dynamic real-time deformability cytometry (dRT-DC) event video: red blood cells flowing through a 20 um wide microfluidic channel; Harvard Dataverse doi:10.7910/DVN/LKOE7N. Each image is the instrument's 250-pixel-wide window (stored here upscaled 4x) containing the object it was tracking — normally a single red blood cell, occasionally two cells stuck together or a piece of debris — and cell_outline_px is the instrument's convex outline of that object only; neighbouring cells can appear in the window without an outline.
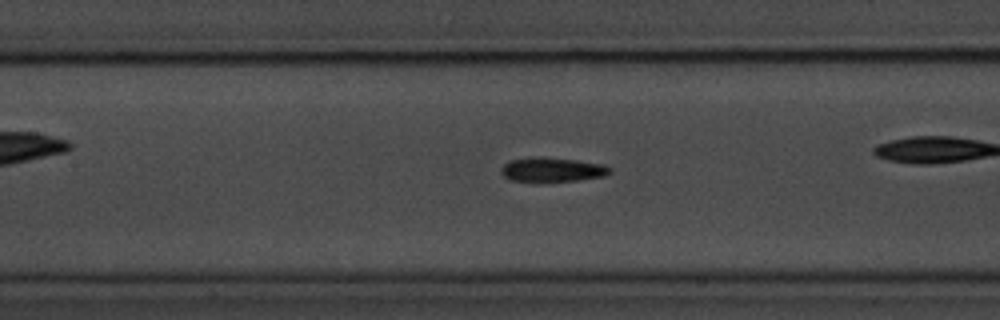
{"species": "common noctule bat (a hibernating species)", "species_latin": "Nyctalus noctula", "temperature_condition": "room temperature", "stored_images_in_passage": 58, "camera_frame_rate_fps": 3000, "um_per_image_px": 0.085, "animal": {"sex": "male", "body_mass_g": 20.1, "forearm_length_mm": 53.5}, "frame": {"image": 1, "passage_image": 25, "time_ms": 8.0, "image_size_px": [1000, 320], "cell_outline_px": [[612, 172], [604, 176], [576, 180], [512, 180], [504, 176], [500, 172], [500, 168], [508, 160], [532, 156], [540, 156], [576, 160], [604, 164], [612, 168]], "centroid_in_image_um": [46.94, 14.38], "position_along_channel_um": 160.5, "area_um2": 15.26}}
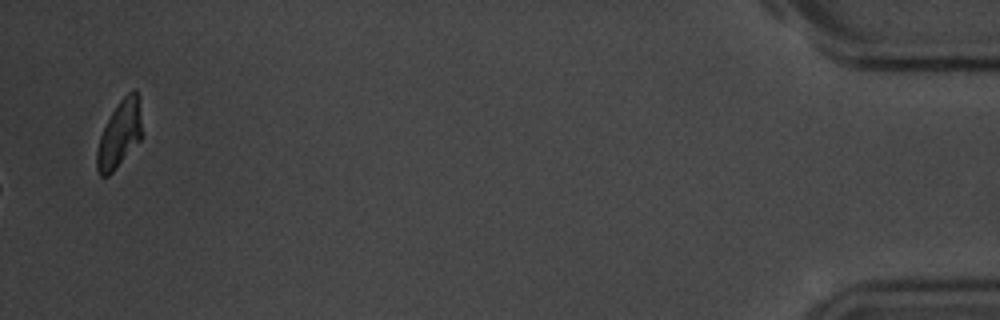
{"frame": {"image": 2, "passage_image": 58, "time_ms": 19.0, "image_size_px": [1000, 320], "cell_outline_px": [[140, 140], [112, 172], [108, 176], [100, 176], [96, 168], [96, 152], [100, 136], [116, 104], [132, 88], [136, 88], [140, 120]], "centroid_in_image_um": [10.12, 11.42], "position_along_channel_um": 425.1, "area_um2": 17.05}, "authors_computed_cell_mechanics": {"area_um2": 15.028, "velocity_mm_per_s": 3.5146, "shape_relaxation_time_tau1_ms": 5.7276, "shape_relaxation_time_tau2_ms": null, "deformation_change_tau1": 0.131, "deformation_change_tau2": null}}